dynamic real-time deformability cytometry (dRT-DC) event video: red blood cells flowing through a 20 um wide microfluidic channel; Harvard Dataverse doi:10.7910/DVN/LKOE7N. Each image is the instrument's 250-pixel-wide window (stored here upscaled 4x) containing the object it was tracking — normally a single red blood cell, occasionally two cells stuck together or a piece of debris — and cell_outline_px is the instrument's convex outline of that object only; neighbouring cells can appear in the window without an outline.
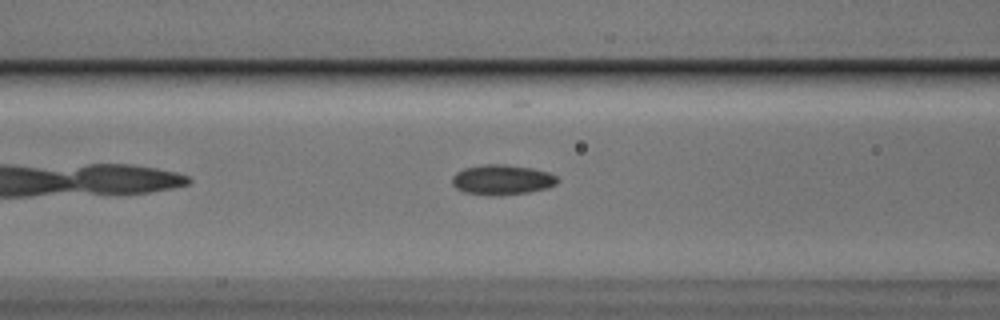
{"species": "Egyptian fruit bat (a non-hibernating species)", "species_latin": "Rousettus aegyptiacus", "temperature_condition": "cold", "stored_images_in_passage": 36, "camera_frame_rate_fps": 3000, "um_per_image_px": 0.085, "animal": {"sex": "male"}, "frame": {"image": 1, "passage_image": 9, "time_ms": 2.667, "image_size_px": [1000, 320], "cell_outline_px": [[560, 180], [556, 184], [548, 188], [528, 192], [500, 196], [488, 196], [464, 192], [456, 188], [452, 184], [452, 176], [456, 172], [464, 168], [484, 164], [504, 164], [532, 168], [548, 172], [556, 176]], "centroid_in_image_um": [42.66, 15.29], "position_along_channel_um": 123.9, "area_um2": 18.73}}
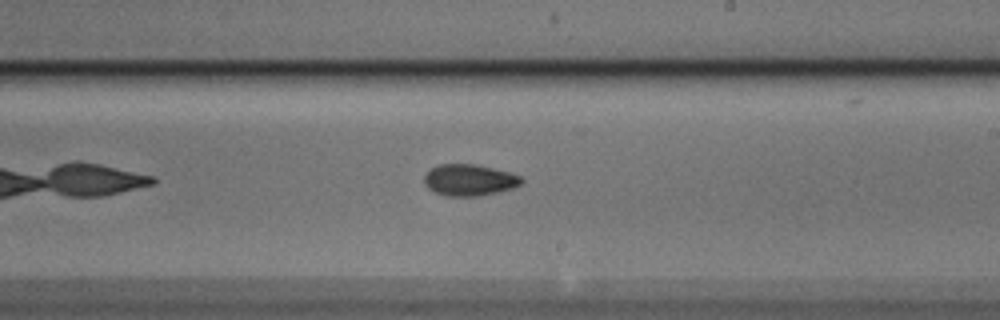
{"frame": {"image": 2, "passage_image": 19, "time_ms": 6.0, "image_size_px": [1000, 320], "cell_outline_px": [[524, 180], [516, 188], [500, 192], [480, 196], [444, 196], [428, 188], [424, 184], [424, 176], [432, 168], [440, 164], [476, 164], [508, 172], [520, 176]], "centroid_in_image_um": [39.91, 15.32], "position_along_channel_um": 249.1, "area_um2": 17.92}}
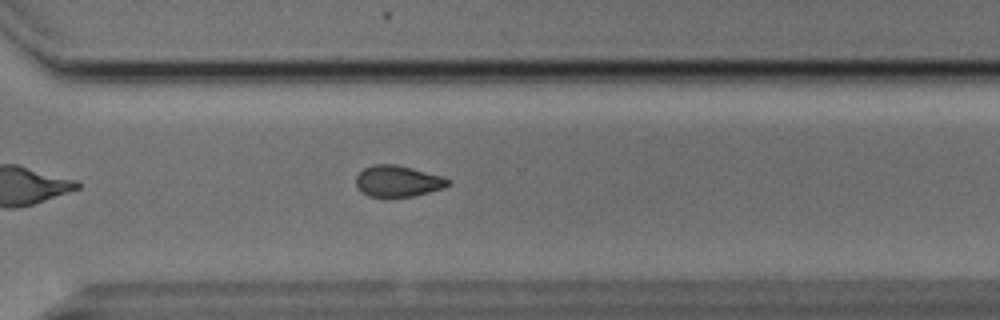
{"frame": {"image": 3, "passage_image": 26, "time_ms": 8.333, "image_size_px": [1000, 320], "cell_outline_px": [[452, 184], [444, 188], [412, 196], [368, 196], [360, 192], [356, 184], [356, 176], [364, 168], [372, 164], [396, 164], [412, 168], [440, 176], [452, 180]], "centroid_in_image_um": [33.81, 15.39], "position_along_channel_um": 336.8, "area_um2": 16.7}}